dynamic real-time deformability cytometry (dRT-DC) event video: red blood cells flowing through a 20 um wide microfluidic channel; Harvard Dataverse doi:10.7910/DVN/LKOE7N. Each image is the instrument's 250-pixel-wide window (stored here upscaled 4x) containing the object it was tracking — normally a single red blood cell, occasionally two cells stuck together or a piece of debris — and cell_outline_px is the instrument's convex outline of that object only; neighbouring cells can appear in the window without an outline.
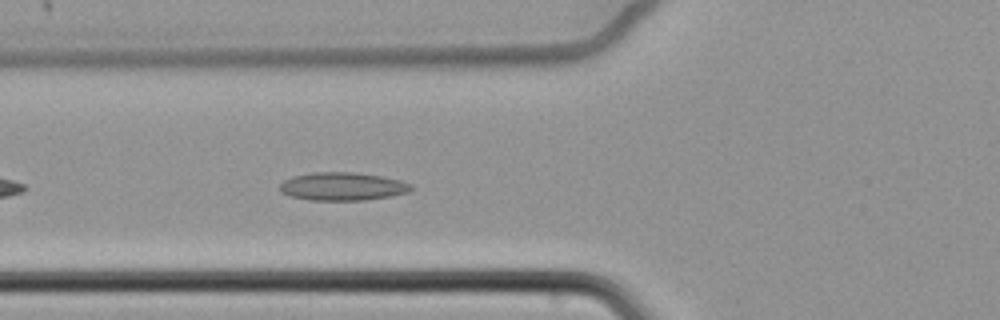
{"species": "common noctule bat (a hibernating species)", "species_latin": "Nyctalus noctula", "temperature_condition": "cold", "stored_images_in_passage": 45, "camera_frame_rate_fps": 3000, "um_per_image_px": 0.085, "animal": {"sex": "female", "body_mass_g": 22.7, "forearm_length_mm": 54.2}, "frame": {"image": 1, "passage_image": 7, "time_ms": 2.0, "image_size_px": [1000, 320], "cell_outline_px": [[412, 188], [408, 192], [392, 196], [364, 200], [308, 200], [292, 196], [280, 192], [280, 184], [284, 180], [296, 176], [312, 172], [356, 172], [380, 176], [400, 180], [412, 184]], "centroid_in_image_um": [29.13, 15.85], "position_along_channel_um": 96.7, "area_um2": 21.44}}
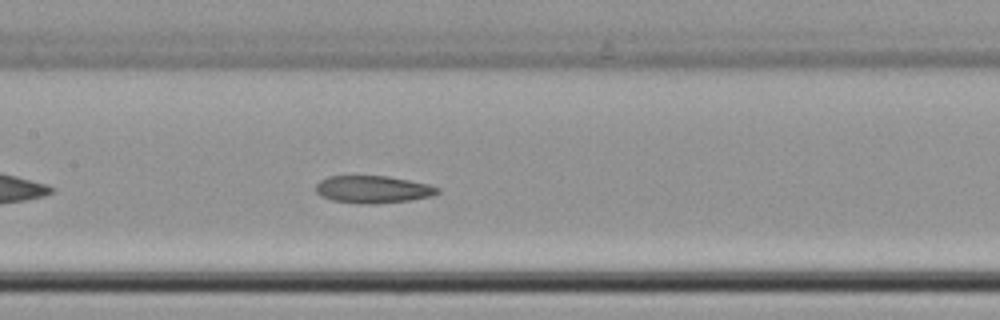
{"frame": {"image": 2, "passage_image": 14, "time_ms": 4.333, "image_size_px": [1000, 320], "cell_outline_px": [[440, 192], [432, 196], [408, 200], [372, 204], [360, 204], [332, 200], [320, 196], [316, 192], [316, 184], [320, 180], [328, 176], [388, 176], [428, 184], [440, 188]], "centroid_in_image_um": [31.68, 16.1], "position_along_channel_um": 175.7, "area_um2": 19.42}}
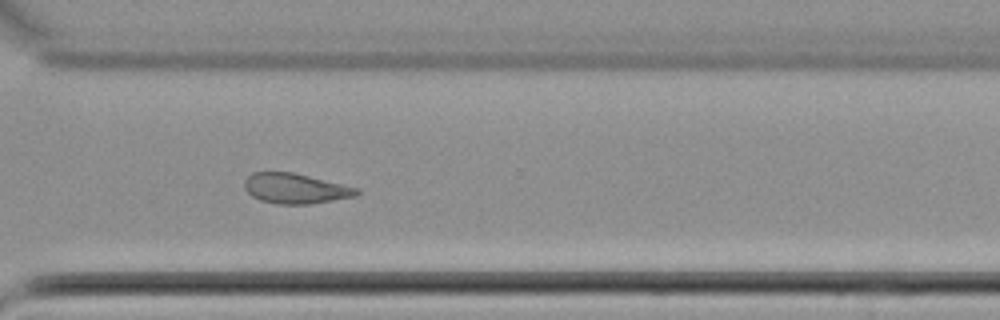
{"frame": {"image": 3, "passage_image": 29, "time_ms": 9.333, "image_size_px": [1000, 320], "cell_outline_px": [[360, 192], [356, 196], [312, 204], [276, 204], [260, 200], [252, 196], [244, 188], [244, 180], [252, 172], [292, 172], [360, 188]], "centroid_in_image_um": [25.11, 16.02], "position_along_channel_um": 345.5, "area_um2": 19.83}}